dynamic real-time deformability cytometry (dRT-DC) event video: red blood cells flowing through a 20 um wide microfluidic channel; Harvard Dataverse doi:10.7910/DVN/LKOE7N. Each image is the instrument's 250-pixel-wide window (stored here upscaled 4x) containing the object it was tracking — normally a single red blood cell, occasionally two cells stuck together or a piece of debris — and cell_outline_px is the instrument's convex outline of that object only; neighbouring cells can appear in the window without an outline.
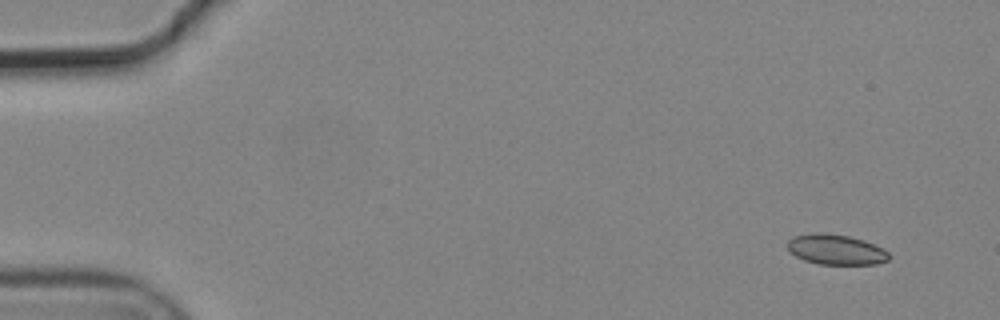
{"species": "common noctule bat (a hibernating species)", "species_latin": "Nyctalus noctula", "temperature_condition": "cold", "stored_images_in_passage": 4, "camera_frame_rate_fps": 3000, "um_per_image_px": 0.085, "animal": {"sex": "male", "body_mass_g": 19.2, "forearm_length_mm": 51.8}, "frame": {"image": 1, "passage_image": 1, "time_ms": 0.0, "image_size_px": [1000, 320], "cell_outline_px": [[892, 256], [888, 260], [876, 264], [820, 264], [804, 260], [796, 256], [788, 248], [788, 240], [796, 236], [816, 232], [820, 232], [848, 236], [864, 240], [884, 248]], "centroid_in_image_um": [71.1, 21.21], "position_along_channel_um": 13.9, "area_um2": 17.8}}
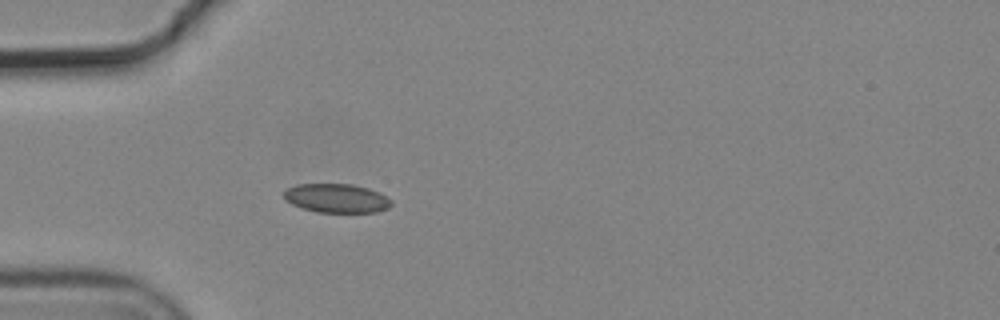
{"frame": {"image": 2, "passage_image": 4, "time_ms": 1.0, "image_size_px": [1000, 320], "cell_outline_px": [[392, 204], [388, 208], [376, 212], [316, 212], [292, 204], [284, 196], [284, 188], [296, 184], [352, 184], [368, 188], [380, 192], [392, 200]], "centroid_in_image_um": [28.62, 16.84], "position_along_channel_um": 56.4, "area_um2": 18.15}}